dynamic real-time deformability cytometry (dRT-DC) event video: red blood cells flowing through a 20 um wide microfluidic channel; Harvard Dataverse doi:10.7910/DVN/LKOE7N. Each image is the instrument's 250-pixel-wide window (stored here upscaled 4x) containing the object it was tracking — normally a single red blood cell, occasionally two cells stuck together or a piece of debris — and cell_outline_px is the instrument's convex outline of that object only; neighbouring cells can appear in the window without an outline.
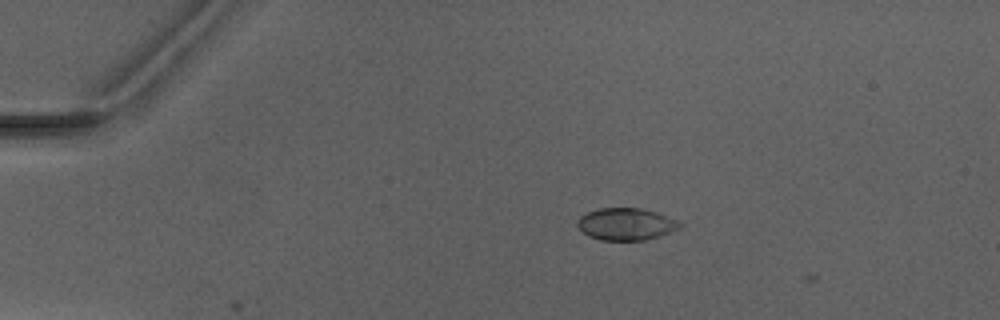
{"species": "Egyptian fruit bat (a non-hibernating species)", "species_latin": "Rousettus aegyptiacus", "temperature_condition": "warm", "stored_images_in_passage": 4, "camera_frame_rate_fps": 3000, "um_per_image_px": 0.085, "animal": {"sex": "male"}, "frame": {"image": 1, "passage_image": 3, "time_ms": 2.333, "image_size_px": [1000, 320], "cell_outline_px": [[684, 224], [680, 228], [660, 236], [644, 240], [600, 240], [588, 236], [576, 224], [576, 220], [580, 216], [588, 212], [600, 208], [640, 208], [656, 212], [676, 220]], "centroid_in_image_um": [53.21, 19.05], "position_along_channel_um": 31.8, "area_um2": 19.13}}